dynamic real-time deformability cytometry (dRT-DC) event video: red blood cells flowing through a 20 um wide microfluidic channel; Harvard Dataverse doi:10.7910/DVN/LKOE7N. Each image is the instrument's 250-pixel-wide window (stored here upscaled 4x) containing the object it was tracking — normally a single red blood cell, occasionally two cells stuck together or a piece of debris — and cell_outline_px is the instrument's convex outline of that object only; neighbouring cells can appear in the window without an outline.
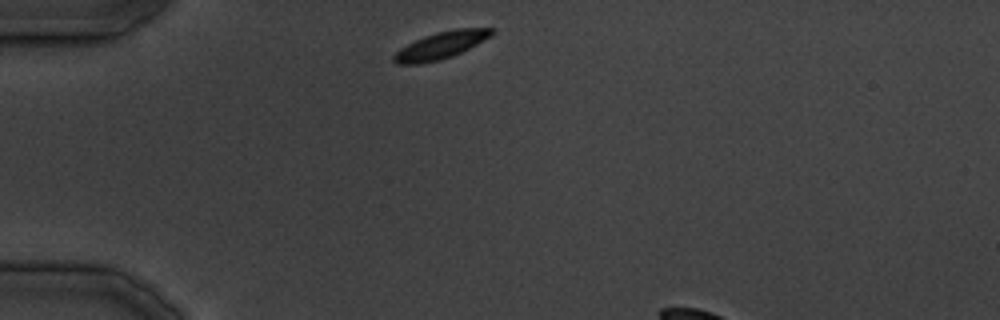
{"species": "common noctule bat (a hibernating species)", "species_latin": "Nyctalus noctula", "temperature_condition": "cold", "stored_images_in_passage": 6, "camera_frame_rate_fps": 3000, "um_per_image_px": 0.085, "animal": {"sex": "male", "body_mass_g": 19.5, "forearm_length_mm": 54.6}, "frame": {"image": 1, "passage_image": 1, "time_ms": 0.0, "image_size_px": [1000, 320], "cell_outline_px": [[496, 32], [476, 44], [452, 56], [440, 60], [420, 64], [396, 64], [392, 60], [392, 56], [400, 48], [424, 36], [436, 32], [456, 28], [496, 28]], "centroid_in_image_um": [37.45, 3.85], "position_along_channel_um": 47.5, "area_um2": 15.37}}